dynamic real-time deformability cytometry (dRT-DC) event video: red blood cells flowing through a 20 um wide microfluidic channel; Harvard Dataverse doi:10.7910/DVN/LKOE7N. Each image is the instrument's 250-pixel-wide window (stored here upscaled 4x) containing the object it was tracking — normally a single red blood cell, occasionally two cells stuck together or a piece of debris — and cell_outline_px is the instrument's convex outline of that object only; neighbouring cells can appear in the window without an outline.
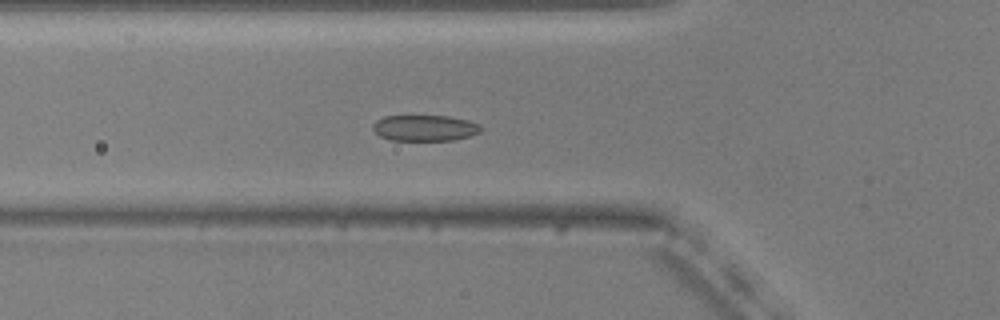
{"species": "common noctule bat (a hibernating species)", "species_latin": "Nyctalus noctula", "temperature_condition": "warm", "stored_images_in_passage": 56, "camera_frame_rate_fps": 3000, "um_per_image_px": 0.085, "animal": {"sex": "male", "body_mass_g": 20.5, "forearm_length_mm": 52.5}, "frame": {"image": 1, "passage_image": 20, "time_ms": 6.333, "image_size_px": [1000, 320], "cell_outline_px": [[480, 132], [468, 136], [452, 140], [388, 140], [380, 136], [372, 128], [372, 124], [376, 120], [384, 116], [448, 116], [468, 120], [480, 124]], "centroid_in_image_um": [36.07, 10.87], "position_along_channel_um": 89.7, "area_um2": 16.3}}
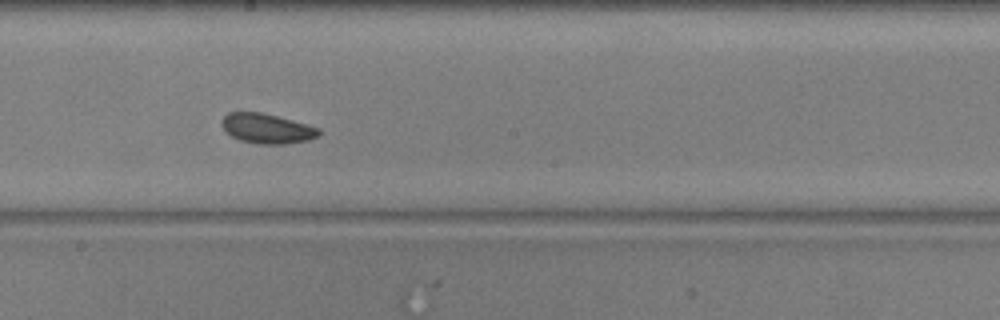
{"frame": {"image": 2, "passage_image": 31, "time_ms": 10.0, "image_size_px": [1000, 320], "cell_outline_px": [[320, 136], [308, 140], [284, 144], [256, 144], [240, 140], [232, 136], [220, 124], [220, 120], [228, 112], [260, 112], [292, 120], [320, 128]], "centroid_in_image_um": [22.69, 10.93], "position_along_channel_um": 225.5, "area_um2": 16.88}}
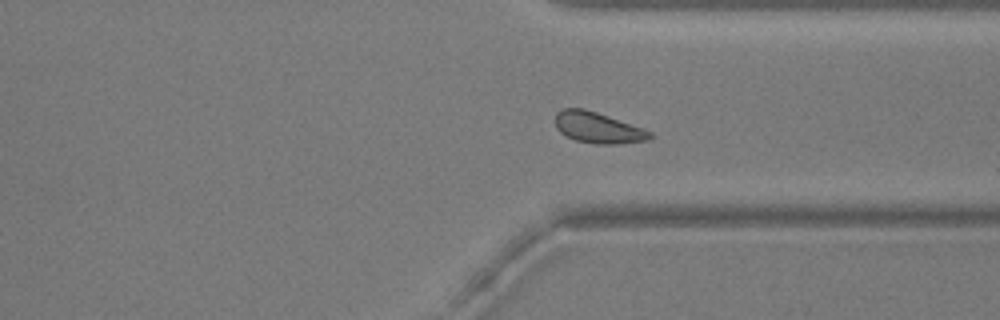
{"frame": {"image": 3, "passage_image": 42, "time_ms": 13.667, "image_size_px": [1000, 320], "cell_outline_px": [[652, 136], [648, 140], [616, 144], [596, 144], [576, 140], [564, 136], [556, 128], [556, 112], [564, 108], [584, 108], [644, 128], [652, 132]], "centroid_in_image_um": [50.81, 10.85], "position_along_channel_um": 360.6, "area_um2": 17.11}, "authors_computed_cell_mechanics": {"area_um2": 17.2822, "velocity_mm_per_s": 3.6855, "shape_relaxation_time_tau1_ms": 2.1884, "shape_relaxation_time_tau2_ms": 2.3257, "deformation_change_tau1": 0.0719, "deformation_change_tau2": 0.0797}}